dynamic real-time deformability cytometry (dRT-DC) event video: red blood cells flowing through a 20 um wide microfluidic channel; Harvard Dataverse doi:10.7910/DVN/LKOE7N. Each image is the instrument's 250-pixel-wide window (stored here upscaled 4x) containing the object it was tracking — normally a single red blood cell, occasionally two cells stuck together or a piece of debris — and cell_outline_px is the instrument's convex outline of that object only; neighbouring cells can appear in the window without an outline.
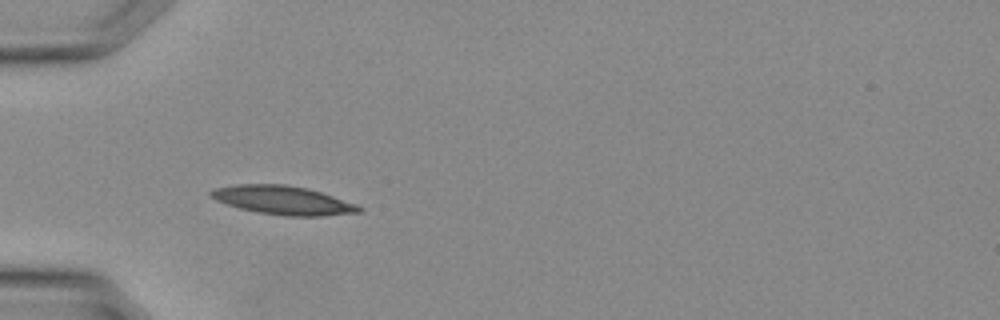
{"species": "Egyptian fruit bat (a non-hibernating species)", "species_latin": "Rousettus aegyptiacus", "temperature_condition": "warm", "stored_images_in_passage": 19, "camera_frame_rate_fps": 3000, "um_per_image_px": 0.085, "animal": {"sex": "female"}, "frame": {"image": 1, "passage_image": 1, "time_ms": 0.0, "image_size_px": [1000, 320], "cell_outline_px": [[364, 208], [360, 212], [324, 216], [284, 216], [260, 212], [240, 208], [216, 200], [208, 196], [208, 192], [212, 188], [236, 184], [284, 184], [308, 188], [356, 204]], "centroid_in_image_um": [24.02, 17.01], "position_along_channel_um": 61.0, "area_um2": 24.74}}
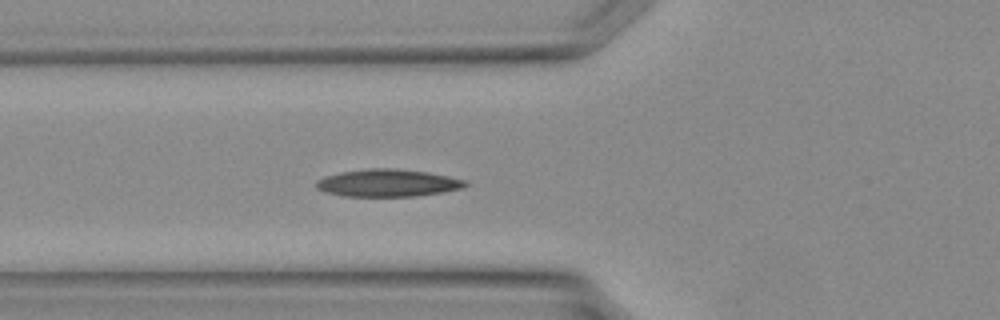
{"frame": {"image": 2, "passage_image": 3, "time_ms": 0.667, "image_size_px": [1000, 320], "cell_outline_px": [[468, 184], [464, 188], [444, 192], [416, 196], [344, 196], [328, 192], [316, 188], [316, 180], [324, 176], [340, 172], [368, 168], [392, 168], [428, 172], [468, 180]], "centroid_in_image_um": [33.0, 15.54], "position_along_channel_um": 92.8, "area_um2": 23.93}}
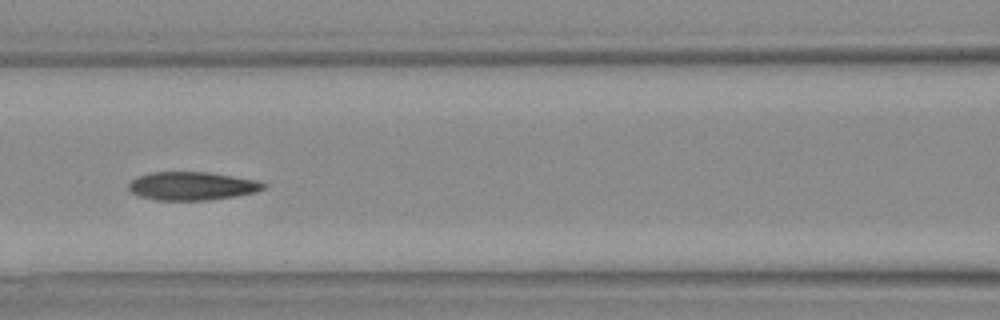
{"frame": {"image": 3, "passage_image": 6, "time_ms": 1.667, "image_size_px": [1000, 320], "cell_outline_px": [[268, 184], [264, 188], [256, 192], [208, 200], [156, 200], [140, 196], [132, 192], [128, 188], [128, 184], [136, 176], [152, 172], [208, 172], [256, 180]], "centroid_in_image_um": [16.3, 15.8], "position_along_channel_um": 150.3, "area_um2": 22.14}}